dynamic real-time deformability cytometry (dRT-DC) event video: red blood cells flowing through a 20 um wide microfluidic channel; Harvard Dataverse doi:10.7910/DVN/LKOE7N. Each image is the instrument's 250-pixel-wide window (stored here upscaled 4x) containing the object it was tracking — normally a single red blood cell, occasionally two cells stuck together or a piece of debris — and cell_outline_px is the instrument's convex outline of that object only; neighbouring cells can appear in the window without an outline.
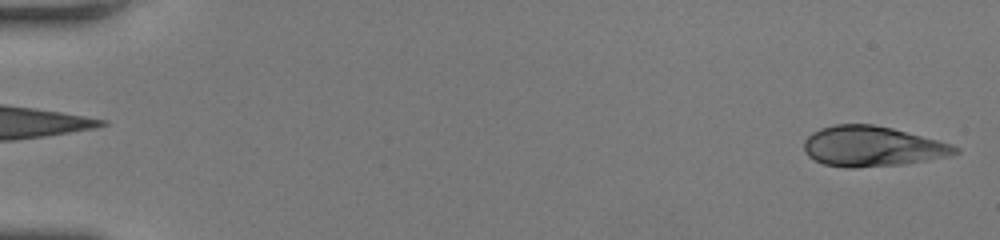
{"species": "human", "species_latin": "Homo sapiens", "temperature_condition": "room temperature", "stored_images_in_passage": 50, "camera_frame_rate_fps": 3000, "um_per_image_px": 0.085, "donor": {"sex": "female"}, "frame": {"image": 1, "passage_image": 2, "time_ms": 0.333, "image_size_px": [1000, 240], "cell_outline_px": [[932, 144], [888, 160], [872, 164], [828, 164], [812, 156], [808, 152], [808, 140], [812, 136], [828, 128], [844, 124], [864, 124], [888, 128], [912, 136]], "centroid_in_image_um": [73.21, 12.28], "position_along_channel_um": 11.8, "area_um2": 25.43}}
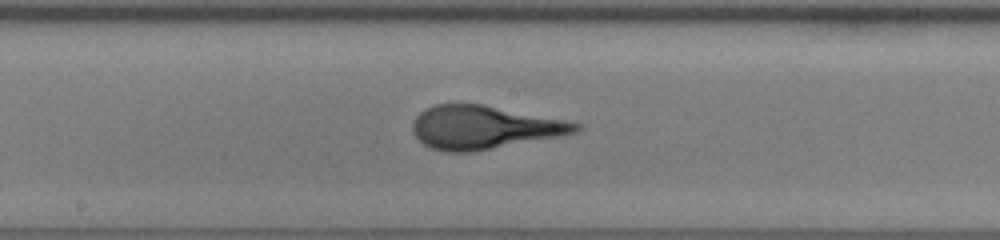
{"frame": {"image": 2, "passage_image": 29, "time_ms": 9.333, "image_size_px": [1000, 240], "cell_outline_px": [[572, 128], [560, 132], [480, 148], [440, 148], [424, 140], [420, 136], [416, 128], [416, 124], [420, 116], [436, 108], [468, 104], [572, 124]], "centroid_in_image_um": [40.92, 10.79], "position_along_channel_um": 207.3, "area_um2": 32.83}}
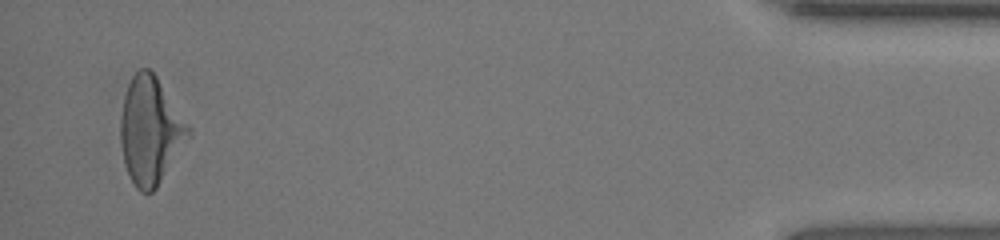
{"frame": {"image": 3, "passage_image": 50, "time_ms": 16.333, "image_size_px": [1000, 240], "cell_outline_px": [[168, 124], [156, 184], [148, 192], [136, 184], [132, 84], [132, 80], [148, 72], [152, 72], [156, 80]], "centroid_in_image_um": [12.58, 11.02], "position_along_channel_um": 422.6, "area_um2": 22.48}}